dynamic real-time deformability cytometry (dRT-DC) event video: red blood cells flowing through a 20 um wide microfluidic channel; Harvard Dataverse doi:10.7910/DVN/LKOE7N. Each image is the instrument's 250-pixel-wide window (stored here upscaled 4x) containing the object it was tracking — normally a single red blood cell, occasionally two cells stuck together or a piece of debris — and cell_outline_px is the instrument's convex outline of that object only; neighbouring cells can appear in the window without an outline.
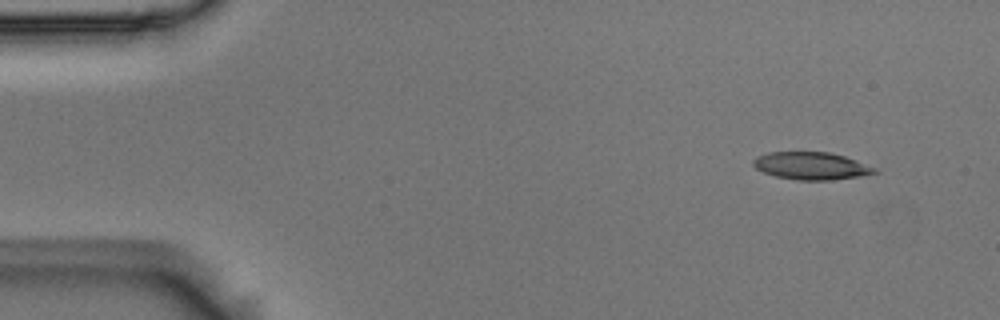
{"species": "Egyptian fruit bat (a non-hibernating species)", "species_latin": "Rousettus aegyptiacus", "temperature_condition": "room temperature", "stored_images_in_passage": 5, "segment_of_instrument_passage": [1, 2], "camera_frame_rate_fps": 3000, "um_per_image_px": 0.085, "animal": {"sex": "male"}, "frame": {"image": 1, "passage_image": 1, "time_ms": 0.0, "image_size_px": [1000, 320], "cell_outline_px": [[880, 172], [860, 176], [832, 180], [796, 180], [776, 176], [764, 172], [756, 168], [752, 164], [752, 160], [756, 156], [768, 152], [828, 152], [844, 156], [856, 160], [876, 168]], "centroid_in_image_um": [68.95, 14.1], "position_along_channel_um": 16.0, "area_um2": 19.48}}
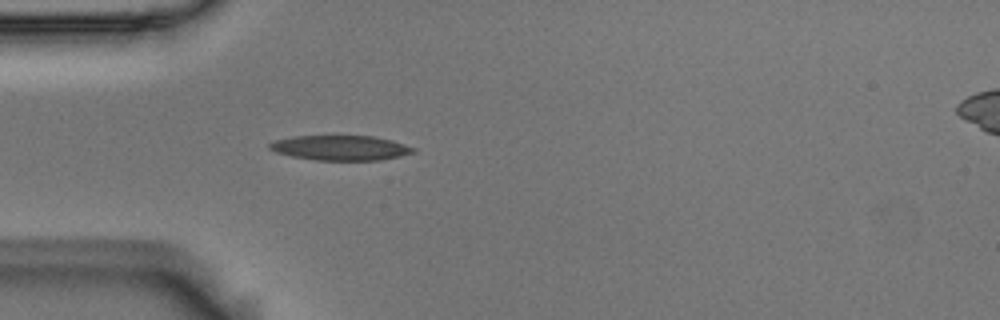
{"frame": {"image": 2, "passage_image": 4, "time_ms": 1.0, "image_size_px": [1000, 320], "cell_outline_px": [[416, 152], [400, 156], [380, 160], [316, 160], [292, 156], [276, 152], [268, 148], [268, 144], [276, 140], [292, 136], [332, 132], [372, 136], [392, 140], [416, 148]], "centroid_in_image_um": [28.92, 12.51], "position_along_channel_um": 56.1, "area_um2": 21.96}}